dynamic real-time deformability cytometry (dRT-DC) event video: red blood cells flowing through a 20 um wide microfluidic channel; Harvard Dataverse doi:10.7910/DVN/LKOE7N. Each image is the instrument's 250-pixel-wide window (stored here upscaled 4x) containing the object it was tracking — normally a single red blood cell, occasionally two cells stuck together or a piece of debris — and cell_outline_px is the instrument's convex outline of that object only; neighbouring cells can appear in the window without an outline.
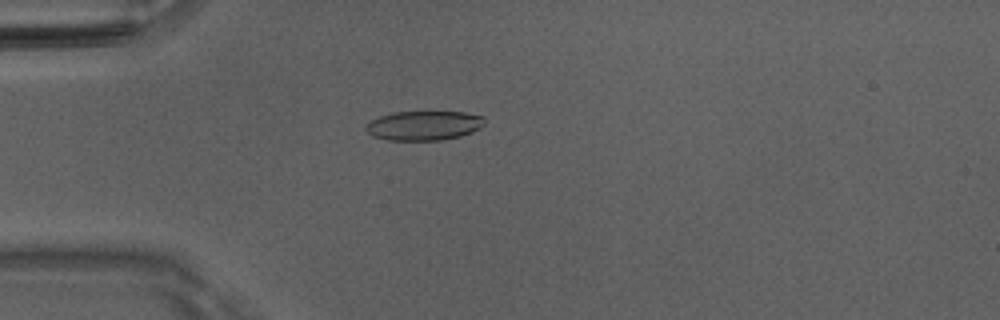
{"species": "Egyptian fruit bat (a non-hibernating species)", "species_latin": "Rousettus aegyptiacus", "temperature_condition": "room temperature", "stored_images_in_passage": 45, "camera_frame_rate_fps": 3000, "um_per_image_px": 0.085, "animal": {"sex": "male"}, "frame": {"image": 1, "passage_image": 9, "time_ms": 2.667, "image_size_px": [1000, 320], "cell_outline_px": [[484, 124], [472, 132], [460, 136], [440, 140], [388, 140], [372, 136], [364, 128], [372, 120], [380, 116], [392, 112], [464, 112], [484, 116]], "centroid_in_image_um": [36.03, 10.67], "position_along_channel_um": 49.0, "area_um2": 20.23}}
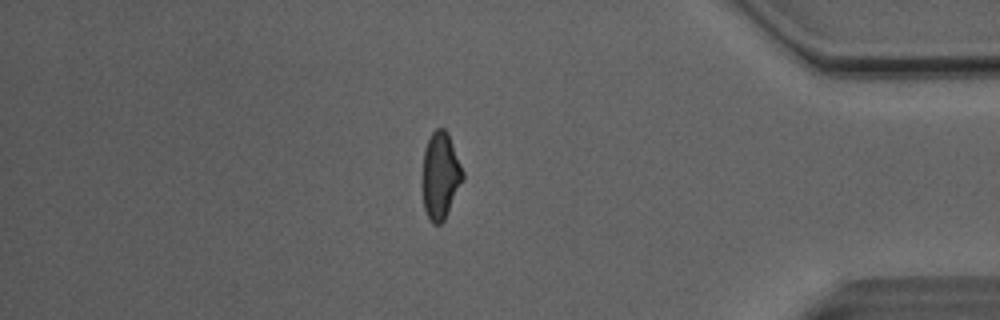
{"frame": {"image": 2, "passage_image": 38, "time_ms": 12.333, "image_size_px": [1000, 320], "cell_outline_px": [[464, 180], [444, 220], [440, 224], [432, 224], [428, 220], [424, 208], [424, 148], [432, 132], [436, 128], [444, 128], [448, 132], [464, 172]], "centroid_in_image_um": [37.47, 14.93], "position_along_channel_um": 397.7, "area_um2": 20.29}}
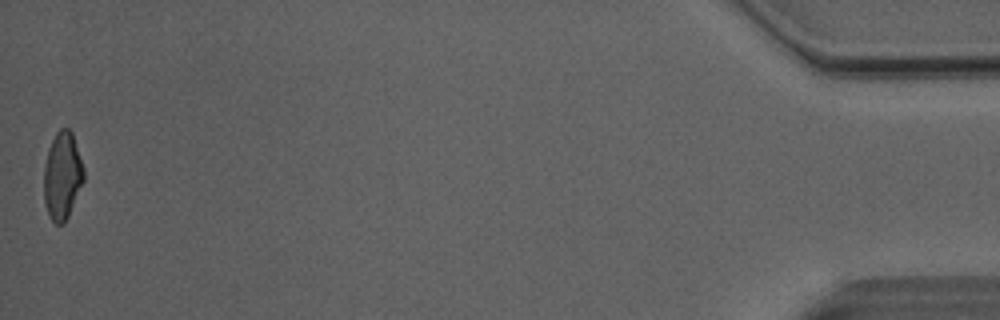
{"frame": {"image": 3, "passage_image": 45, "time_ms": 14.667, "image_size_px": [1000, 320], "cell_outline_px": [[84, 180], [68, 216], [64, 224], [56, 224], [52, 220], [44, 204], [44, 164], [48, 148], [56, 132], [60, 128], [68, 128], [72, 132], [84, 168]], "centroid_in_image_um": [5.29, 14.92], "position_along_channel_um": 429.9, "area_um2": 20.35}, "authors_computed_cell_mechanics": {"area_um2": 20.8658, "velocity_mm_per_s": 4.1077, "shape_relaxation_time_tau1_ms": 6.7277, "shape_relaxation_time_tau2_ms": 1.3032, "deformation_change_tau1": 0.2124, "deformation_change_tau2": 0.0761}}